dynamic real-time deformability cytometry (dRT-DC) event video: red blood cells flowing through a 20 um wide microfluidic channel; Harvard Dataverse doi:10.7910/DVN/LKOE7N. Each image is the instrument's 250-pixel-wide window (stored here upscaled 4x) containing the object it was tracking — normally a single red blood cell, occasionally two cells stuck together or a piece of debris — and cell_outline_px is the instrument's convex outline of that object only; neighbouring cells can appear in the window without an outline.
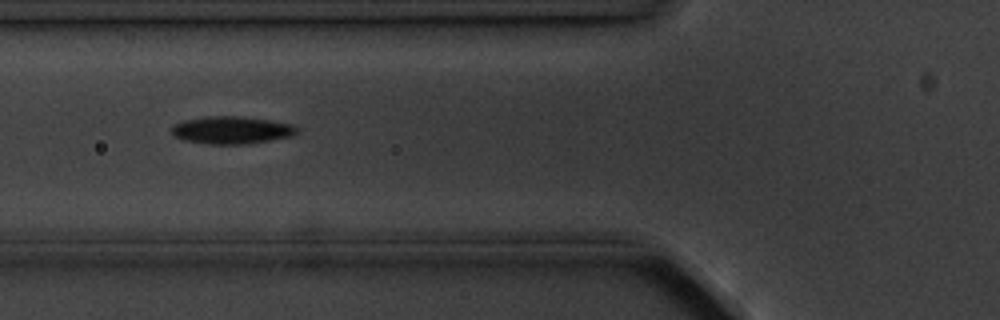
{"species": "common noctule bat (a hibernating species)", "species_latin": "Nyctalus noctula", "temperature_condition": "cold", "stored_images_in_passage": 16, "camera_frame_rate_fps": 3000, "um_per_image_px": 0.085, "animal": {"sex": "male", "body_mass_g": 20.1, "forearm_length_mm": 53.5}, "frame": {"image": 1, "passage_image": 7, "time_ms": 7.667, "image_size_px": [1000, 320], "cell_outline_px": [[300, 132], [292, 136], [244, 144], [208, 144], [184, 140], [172, 136], [172, 124], [184, 120], [208, 116], [240, 116], [268, 120], [292, 124], [300, 128]], "centroid_in_image_um": [19.68, 11.05], "position_along_channel_um": 106.1, "area_um2": 20.17}}
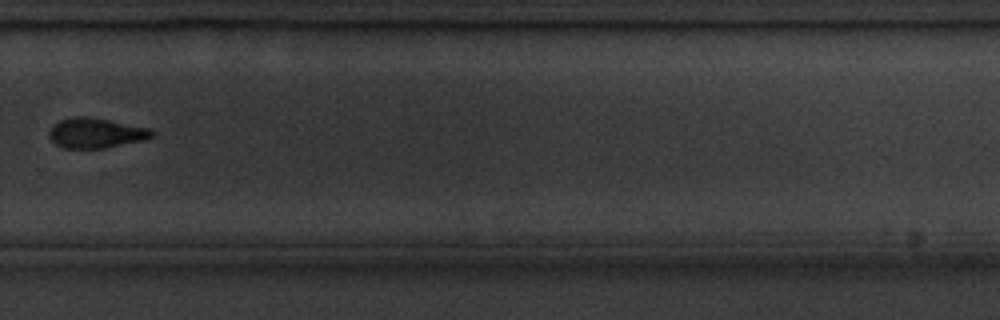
{"frame": {"image": 2, "passage_image": 12, "time_ms": 13.667, "image_size_px": [1000, 320], "cell_outline_px": [[156, 136], [144, 140], [104, 148], [64, 148], [56, 144], [48, 136], [48, 132], [60, 120], [76, 116], [88, 116], [152, 128], [156, 132]], "centroid_in_image_um": [8.22, 11.3], "position_along_channel_um": 321.6, "area_um2": 18.09}, "authors_computed_cell_mechanics": {"area_um2": 20.1722, "velocity_mm_per_s": 3.5932, "shape_relaxation_time_tau1_ms": 2.163, "shape_relaxation_time_tau2_ms": null, "deformation_change_tau1": 0.0949, "deformation_change_tau2": null}}